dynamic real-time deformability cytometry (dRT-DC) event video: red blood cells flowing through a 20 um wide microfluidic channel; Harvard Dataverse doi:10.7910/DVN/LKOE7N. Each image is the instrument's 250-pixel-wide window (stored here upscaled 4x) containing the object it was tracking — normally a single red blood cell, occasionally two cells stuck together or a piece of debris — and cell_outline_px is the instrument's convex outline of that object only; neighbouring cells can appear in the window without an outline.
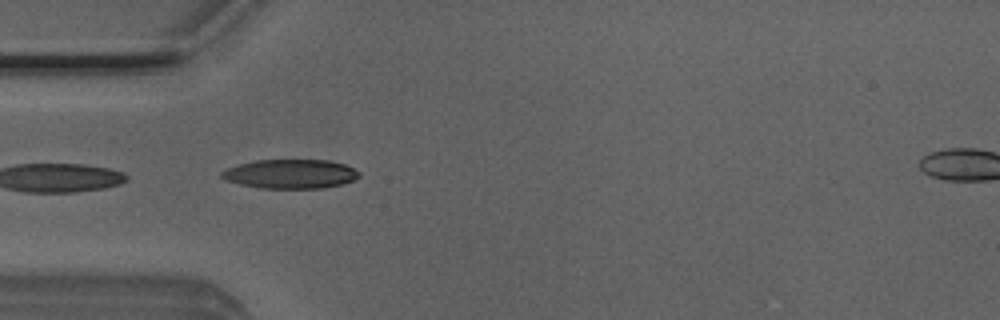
{"species": "Egyptian fruit bat (a non-hibernating species)", "species_latin": "Rousettus aegyptiacus", "temperature_condition": "room temperature", "stored_images_in_passage": 17, "camera_frame_rate_fps": 3000, "um_per_image_px": 0.085, "animal": {"sex": "male"}, "frame": {"image": 1, "passage_image": 15, "time_ms": 4.667, "image_size_px": [1000, 320], "cell_outline_px": [[360, 176], [352, 180], [340, 184], [324, 188], [260, 188], [240, 184], [224, 180], [220, 176], [220, 172], [228, 168], [240, 164], [256, 160], [328, 160], [344, 164], [360, 172]], "centroid_in_image_um": [24.66, 14.78], "position_along_channel_um": 60.3, "area_um2": 23.24}}